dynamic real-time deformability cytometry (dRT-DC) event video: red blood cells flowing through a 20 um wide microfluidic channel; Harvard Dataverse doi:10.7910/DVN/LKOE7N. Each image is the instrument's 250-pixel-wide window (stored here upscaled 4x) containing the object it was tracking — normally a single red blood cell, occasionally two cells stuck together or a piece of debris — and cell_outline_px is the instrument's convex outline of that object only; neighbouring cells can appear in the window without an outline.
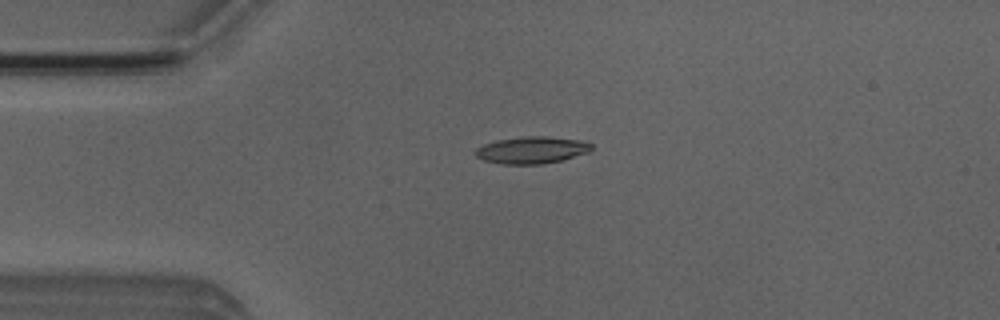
{"species": "Egyptian fruit bat (a non-hibernating species)", "species_latin": "Rousettus aegyptiacus", "temperature_condition": "room temperature", "stored_images_in_passage": 45, "camera_frame_rate_fps": 3000, "um_per_image_px": 0.085, "animal": {"sex": "male"}, "frame": {"image": 1, "passage_image": 7, "time_ms": 2.0, "image_size_px": [1000, 320], "cell_outline_px": [[592, 148], [588, 152], [560, 160], [544, 164], [500, 164], [484, 160], [476, 156], [476, 148], [484, 144], [496, 140], [524, 136], [548, 136], [580, 140], [592, 144]], "centroid_in_image_um": [45.18, 12.75], "position_along_channel_um": 39.8, "area_um2": 18.15}}
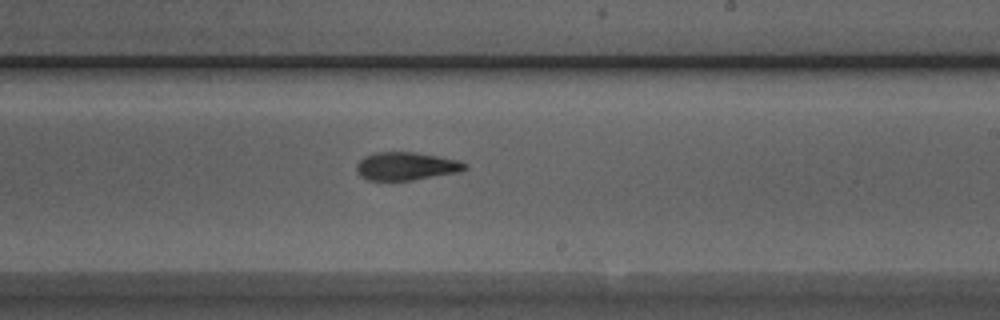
{"frame": {"image": 2, "passage_image": 25, "time_ms": 8.0, "image_size_px": [1000, 320], "cell_outline_px": [[468, 168], [456, 172], [412, 180], [368, 180], [360, 176], [356, 172], [356, 164], [364, 156], [376, 152], [416, 152], [440, 156], [460, 160], [468, 164]], "centroid_in_image_um": [34.52, 14.11], "position_along_channel_um": 254.5, "area_um2": 17.8}}
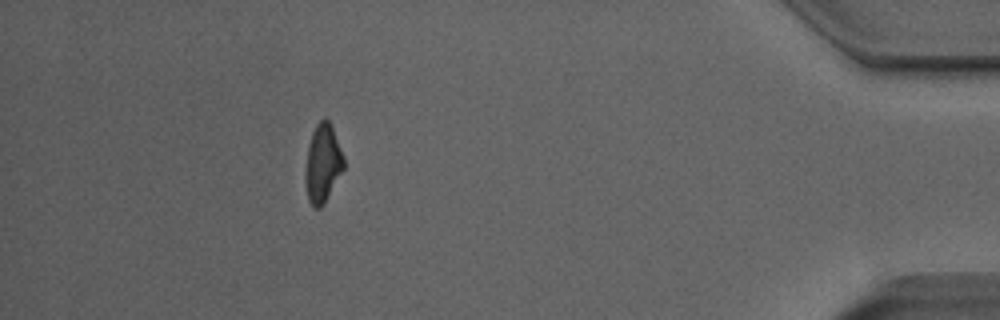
{"frame": {"image": 3, "passage_image": 41, "time_ms": 13.333, "image_size_px": [1000, 320], "cell_outline_px": [[344, 168], [324, 204], [320, 208], [312, 208], [308, 200], [304, 180], [308, 148], [312, 132], [316, 124], [324, 116], [332, 124], [344, 156]], "centroid_in_image_um": [27.43, 13.88], "position_along_channel_um": 407.8, "area_um2": 17.74}, "authors_computed_cell_mechanics": {"area_um2": 17.918, "velocity_mm_per_s": 3.9857, "shape_relaxation_time_tau1_ms": 6.1596, "shape_relaxation_time_tau2_ms": 3.2558, "deformation_change_tau1": 0.1789, "deformation_change_tau2": 0.1281}}